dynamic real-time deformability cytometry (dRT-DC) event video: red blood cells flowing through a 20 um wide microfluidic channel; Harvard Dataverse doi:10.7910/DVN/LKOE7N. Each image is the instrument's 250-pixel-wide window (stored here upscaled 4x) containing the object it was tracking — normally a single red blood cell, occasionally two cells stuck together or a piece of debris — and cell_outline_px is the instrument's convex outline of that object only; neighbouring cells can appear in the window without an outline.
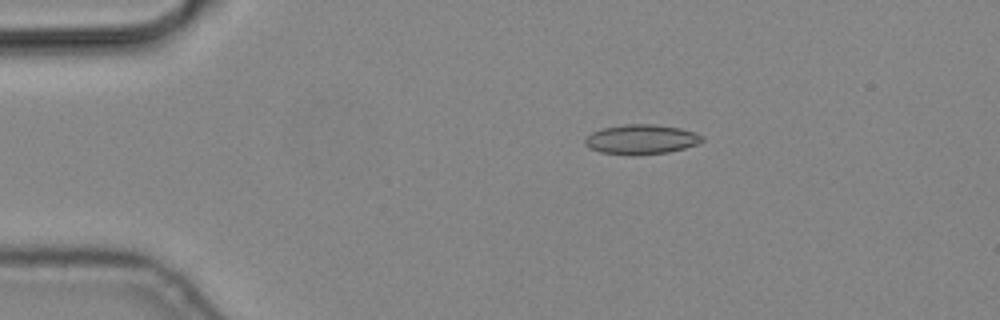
{"species": "common noctule bat (a hibernating species)", "species_latin": "Nyctalus noctula", "temperature_condition": "cold", "stored_images_in_passage": 5, "camera_frame_rate_fps": 3000, "um_per_image_px": 0.085, "animal": {"sex": "male", "body_mass_g": 19.2, "forearm_length_mm": 51.8}, "frame": {"image": 1, "passage_image": 1, "time_ms": 0.0, "image_size_px": [1000, 320], "cell_outline_px": [[704, 140], [696, 144], [684, 148], [668, 152], [632, 156], [600, 152], [588, 148], [584, 144], [584, 140], [592, 132], [604, 128], [624, 124], [656, 124], [680, 128], [696, 132], [704, 136]], "centroid_in_image_um": [54.51, 11.85], "position_along_channel_um": 30.5, "area_um2": 20.46}}
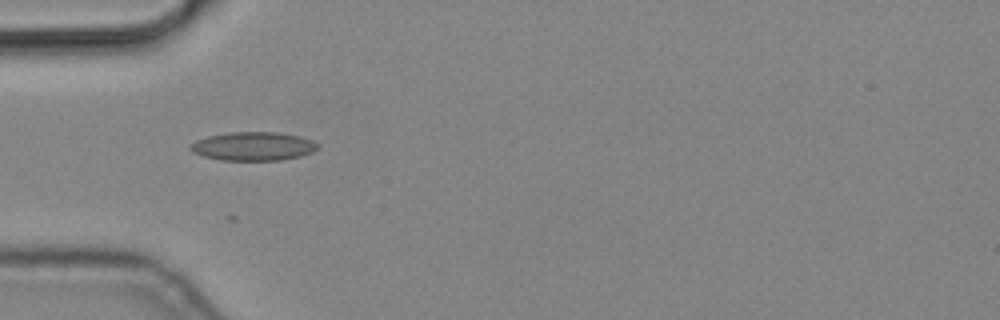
{"frame": {"image": 2, "passage_image": 3, "time_ms": 0.667, "image_size_px": [1000, 320], "cell_outline_px": [[320, 144], [312, 152], [300, 156], [280, 160], [220, 160], [204, 156], [192, 152], [188, 148], [196, 140], [208, 136], [228, 132], [280, 132], [300, 136], [312, 140]], "centroid_in_image_um": [21.52, 12.42], "position_along_channel_um": 63.5, "area_um2": 21.27}}
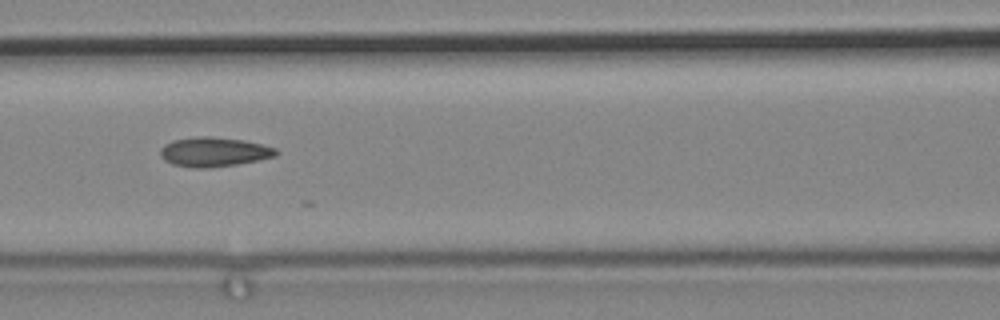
{"frame": {"image": 3, "passage_image": 5, "time_ms": 1.333, "image_size_px": [1000, 320], "cell_outline_px": [[280, 152], [276, 156], [236, 164], [208, 168], [192, 168], [172, 164], [164, 160], [160, 156], [160, 148], [164, 144], [172, 140], [196, 136], [208, 136], [244, 140], [276, 148]], "centroid_in_image_um": [18.15, 12.91], "position_along_channel_um": 148.5, "area_um2": 19.94}}